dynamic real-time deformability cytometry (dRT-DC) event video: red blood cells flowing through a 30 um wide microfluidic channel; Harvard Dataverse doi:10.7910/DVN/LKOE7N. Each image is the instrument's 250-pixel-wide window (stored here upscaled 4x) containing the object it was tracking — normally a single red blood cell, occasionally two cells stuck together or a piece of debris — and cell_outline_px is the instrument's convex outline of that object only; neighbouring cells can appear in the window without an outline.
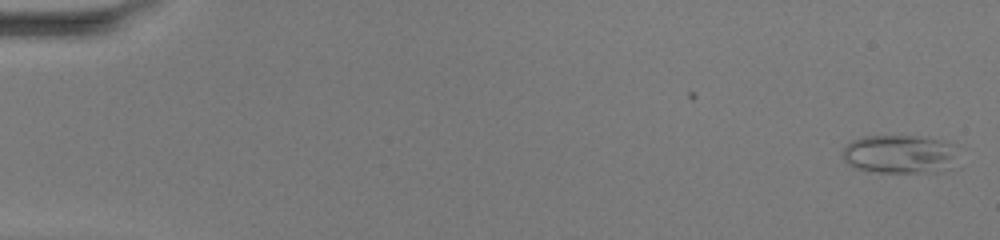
{"species": "common noctule bat (a hibernating species)", "species_latin": "Nyctalus noctula", "temperature_condition": "warm", "stored_images_in_passage": 50, "camera_frame_rate_fps": 3000, "um_per_image_px": 0.085, "animal": {"sex": "female", "body_mass_g": 20.0, "forearm_length_mm": 54.0}, "frame": {"image": 1, "passage_image": 1, "time_ms": 0.0, "image_size_px": [1000, 240], "cell_outline_px": [[956, 144], [948, 168], [940, 172], [876, 172], [856, 168], [848, 164], [840, 156], [844, 148], [852, 140], [864, 136], [924, 136]], "centroid_in_image_um": [76.4, 13.09], "position_along_channel_um": 8.6, "area_um2": 25.78}}
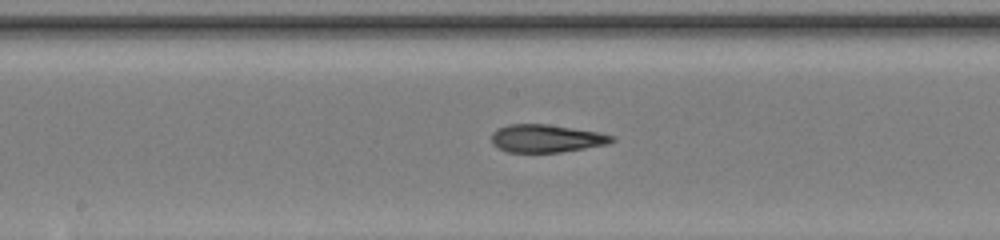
{"frame": {"image": 2, "passage_image": 27, "time_ms": 8.667, "image_size_px": [1000, 240], "cell_outline_px": [[616, 140], [608, 144], [560, 152], [508, 152], [492, 144], [492, 132], [496, 128], [508, 124], [548, 124], [600, 132], [616, 136]], "centroid_in_image_um": [46.46, 11.75], "position_along_channel_um": 201.7, "area_um2": 19.65}}
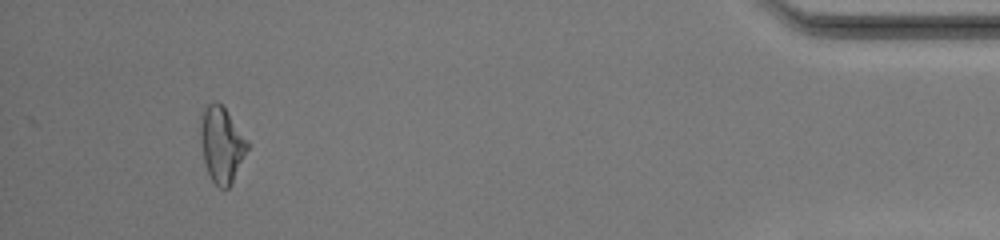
{"frame": {"image": 3, "passage_image": 47, "time_ms": 15.333, "image_size_px": [1000, 240], "cell_outline_px": [[248, 148], [232, 184], [228, 188], [220, 188], [212, 180], [208, 172], [204, 160], [200, 140], [200, 124], [204, 108], [208, 104], [216, 100], [224, 108], [248, 144]], "centroid_in_image_um": [18.81, 12.31], "position_along_channel_um": 416.4, "area_um2": 20.11}, "authors_computed_cell_mechanics": {"area_um2": 20.808, "velocity_mm_per_s": 4.1593, "shape_relaxation_time_tau1_ms": null, "shape_relaxation_time_tau2_ms": 2.5057, "deformation_change_tau1": null, "deformation_change_tau2": 0.1108}}